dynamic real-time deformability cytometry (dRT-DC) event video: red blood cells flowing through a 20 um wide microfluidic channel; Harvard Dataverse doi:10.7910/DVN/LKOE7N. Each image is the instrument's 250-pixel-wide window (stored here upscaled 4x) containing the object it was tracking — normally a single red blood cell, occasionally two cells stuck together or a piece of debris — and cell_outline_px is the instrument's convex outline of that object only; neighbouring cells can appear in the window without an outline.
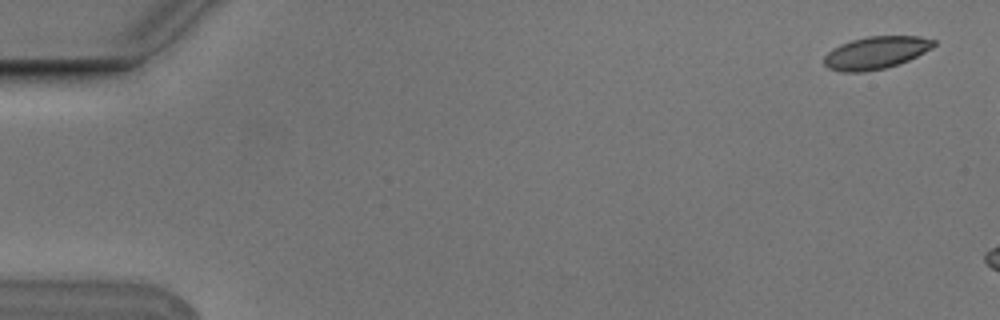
{"species": "Egyptian fruit bat (a non-hibernating species)", "species_latin": "Rousettus aegyptiacus", "temperature_condition": "cold", "stored_images_in_passage": 3, "camera_frame_rate_fps": 3000, "um_per_image_px": 0.085, "animal": {"sex": "male"}, "frame": {"image": 1, "passage_image": 1, "time_ms": 0.0, "image_size_px": [1000, 320], "cell_outline_px": [[936, 44], [932, 48], [908, 60], [884, 68], [864, 72], [840, 72], [828, 68], [824, 64], [824, 56], [832, 48], [840, 44], [852, 40], [868, 36], [916, 36], [936, 40]], "centroid_in_image_um": [74.42, 4.48], "position_along_channel_um": 10.6, "area_um2": 20.69}}